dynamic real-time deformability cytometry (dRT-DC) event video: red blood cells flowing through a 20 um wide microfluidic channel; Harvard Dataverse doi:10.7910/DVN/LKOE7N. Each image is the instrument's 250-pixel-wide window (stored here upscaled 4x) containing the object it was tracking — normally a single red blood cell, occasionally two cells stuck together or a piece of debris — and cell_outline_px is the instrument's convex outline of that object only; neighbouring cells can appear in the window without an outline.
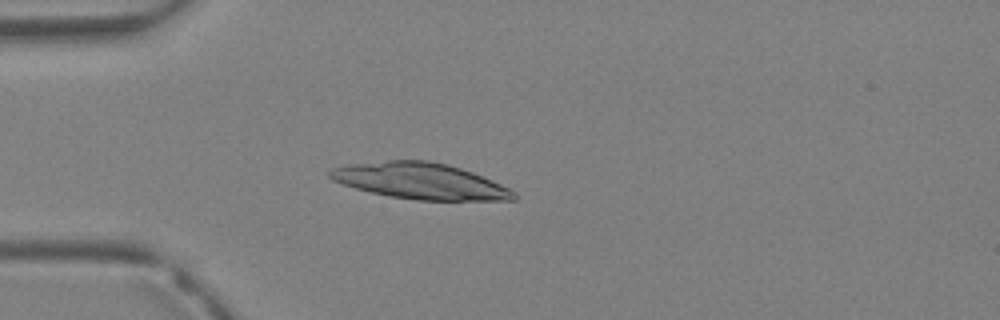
{"species": "Egyptian fruit bat (a non-hibernating species)", "species_latin": "Rousettus aegyptiacus", "temperature_condition": "warm", "stored_images_in_passage": 3, "camera_frame_rate_fps": 3000, "um_per_image_px": 0.085, "animal": {"sex": "female"}, "frame": {"image": 1, "passage_image": 3, "time_ms": 0.667, "image_size_px": [1000, 320], "cell_outline_px": [[516, 200], [416, 200], [388, 196], [356, 188], [332, 180], [328, 176], [328, 172], [332, 168], [352, 164], [388, 160], [428, 160], [448, 164], [472, 172], [492, 180], [516, 192]], "centroid_in_image_um": [35.73, 15.39], "position_along_channel_um": 49.3, "area_um2": 38.49}}